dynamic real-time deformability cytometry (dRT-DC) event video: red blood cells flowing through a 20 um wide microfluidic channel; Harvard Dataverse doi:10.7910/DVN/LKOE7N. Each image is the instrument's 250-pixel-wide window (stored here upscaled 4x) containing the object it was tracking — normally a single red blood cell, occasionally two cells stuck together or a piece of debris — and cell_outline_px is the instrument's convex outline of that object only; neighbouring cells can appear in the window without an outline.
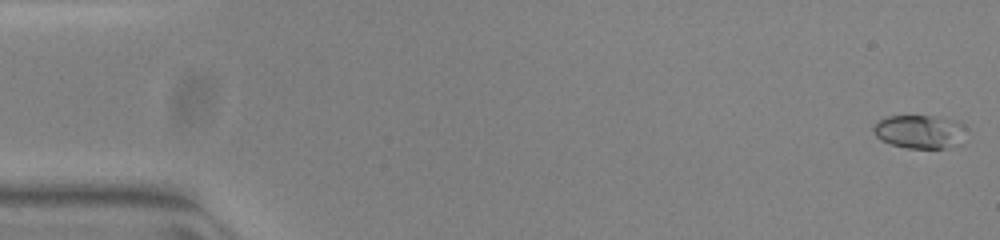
{"species": "common noctule bat (a hibernating species)", "species_latin": "Nyctalus noctula", "temperature_condition": "warm", "stored_images_in_passage": 54, "segment_of_instrument_passage": [1, 2], "camera_frame_rate_fps": 3000, "um_per_image_px": 0.085, "animal": {"sex": "female", "body_mass_g": 23.0, "forearm_length_mm": 53.4}, "frame": {"image": 1, "passage_image": 1, "time_ms": 0.0, "image_size_px": [1000, 240], "cell_outline_px": [[964, 128], [960, 144], [944, 148], [908, 148], [892, 144], [880, 140], [872, 132], [872, 128], [880, 120], [888, 116], [932, 116], [960, 120], [964, 124]], "centroid_in_image_um": [78.17, 11.18], "position_along_channel_um": 6.8, "area_um2": 18.09}}
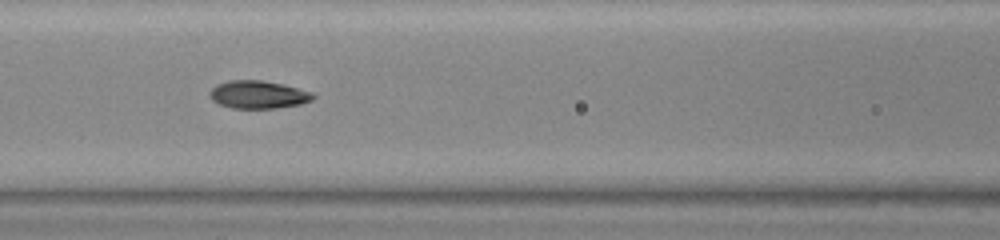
{"frame": {"image": 2, "passage_image": 23, "time_ms": 7.333, "image_size_px": [1000, 240], "cell_outline_px": [[316, 96], [312, 100], [300, 104], [276, 108], [232, 108], [220, 104], [212, 100], [212, 88], [216, 84], [228, 80], [260, 80], [284, 84], [312, 92]], "centroid_in_image_um": [21.98, 8.03], "position_along_channel_um": 144.6, "area_um2": 16.65}}
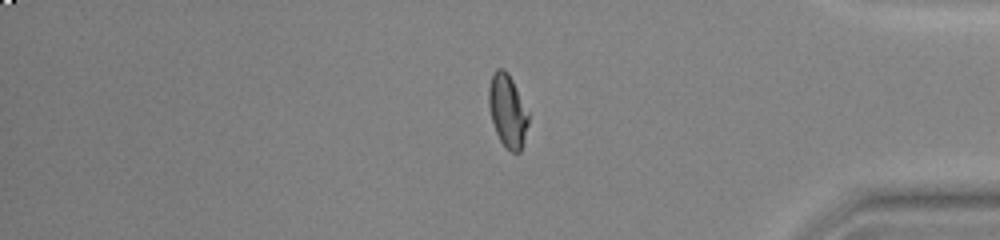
{"frame": {"image": 3, "passage_image": 44, "time_ms": 14.333, "image_size_px": [1000, 240], "cell_outline_px": [[528, 124], [520, 152], [512, 152], [500, 140], [496, 132], [492, 120], [488, 104], [488, 88], [492, 72], [496, 68], [504, 68], [508, 72], [528, 112]], "centroid_in_image_um": [43.12, 9.36], "position_along_channel_um": 392.1, "area_um2": 16.65}}